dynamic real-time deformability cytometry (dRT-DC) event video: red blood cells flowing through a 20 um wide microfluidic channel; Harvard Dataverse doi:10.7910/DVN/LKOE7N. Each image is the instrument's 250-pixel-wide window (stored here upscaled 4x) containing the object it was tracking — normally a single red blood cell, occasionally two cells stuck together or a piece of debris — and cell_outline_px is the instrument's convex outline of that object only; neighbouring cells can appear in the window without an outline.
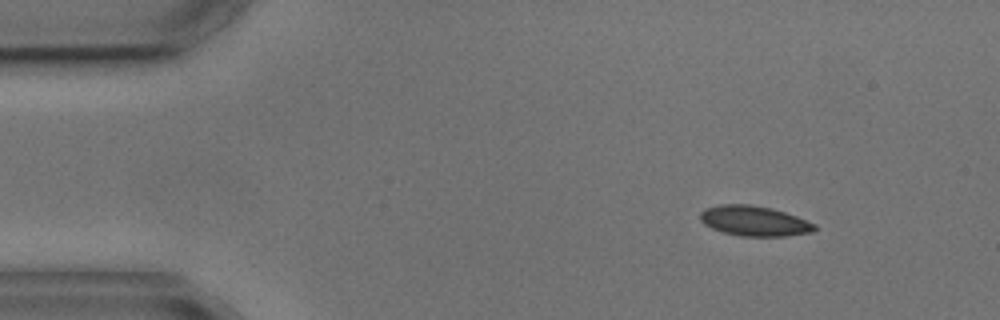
{"species": "common noctule bat (a hibernating species)", "species_latin": "Nyctalus noctula", "temperature_condition": "cold", "stored_images_in_passage": 5, "camera_frame_rate_fps": 3000, "um_per_image_px": 0.085, "animal": {"sex": "male", "body_mass_g": 17.9, "forearm_length_mm": 54.2}, "frame": {"image": 1, "passage_image": 1, "time_ms": 0.0, "image_size_px": [1000, 320], "cell_outline_px": [[816, 228], [812, 232], [788, 236], [740, 236], [724, 232], [712, 228], [704, 224], [700, 220], [700, 212], [704, 208], [720, 204], [748, 204], [772, 208], [796, 216], [816, 224]], "centroid_in_image_um": [64.1, 18.77], "position_along_channel_um": 20.9, "area_um2": 20.11}}
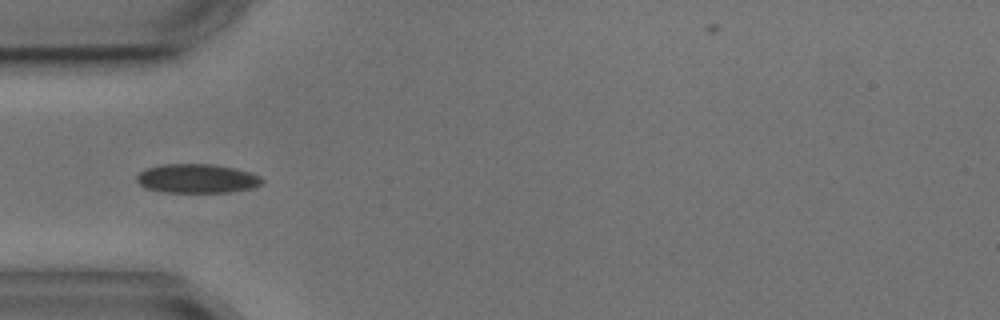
{"frame": {"image": 2, "passage_image": 4, "time_ms": 3.333, "image_size_px": [1000, 320], "cell_outline_px": [[264, 180], [260, 184], [252, 188], [228, 192], [164, 192], [148, 188], [140, 184], [136, 180], [136, 176], [140, 172], [148, 168], [164, 164], [212, 164], [232, 168], [248, 172], [260, 176]], "centroid_in_image_um": [16.74, 15.17], "position_along_channel_um": 68.3, "area_um2": 20.92}}